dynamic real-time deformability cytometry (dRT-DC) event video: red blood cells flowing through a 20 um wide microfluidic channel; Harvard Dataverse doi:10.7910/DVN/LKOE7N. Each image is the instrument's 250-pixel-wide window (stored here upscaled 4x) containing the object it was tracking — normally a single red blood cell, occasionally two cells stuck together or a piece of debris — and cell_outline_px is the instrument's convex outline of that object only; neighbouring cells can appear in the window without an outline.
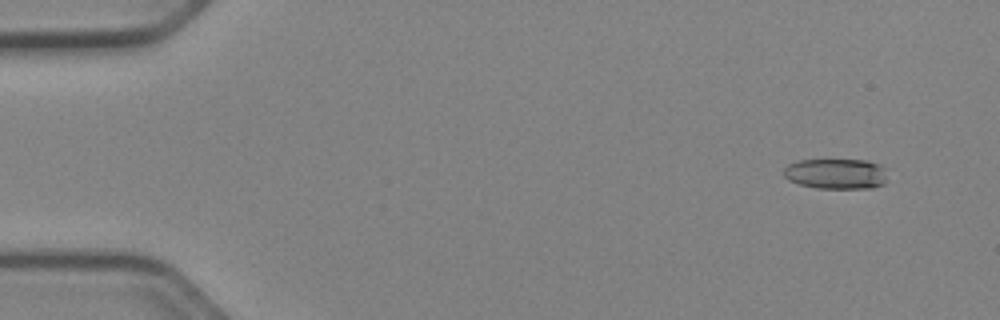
{"species": "Egyptian fruit bat (a non-hibernating species)", "species_latin": "Rousettus aegyptiacus", "temperature_condition": "cold", "stored_images_in_passage": 49, "camera_frame_rate_fps": 3000, "um_per_image_px": 0.085, "animal": {"sex": "female"}, "frame": {"image": 1, "passage_image": 1, "time_ms": 0.0, "image_size_px": [1000, 320], "cell_outline_px": [[888, 180], [884, 184], [872, 188], [816, 188], [800, 184], [788, 180], [784, 176], [784, 168], [788, 164], [796, 160], [868, 160], [880, 164], [884, 168]], "centroid_in_image_um": [71.09, 14.77], "position_along_channel_um": 13.9, "area_um2": 18.61}}
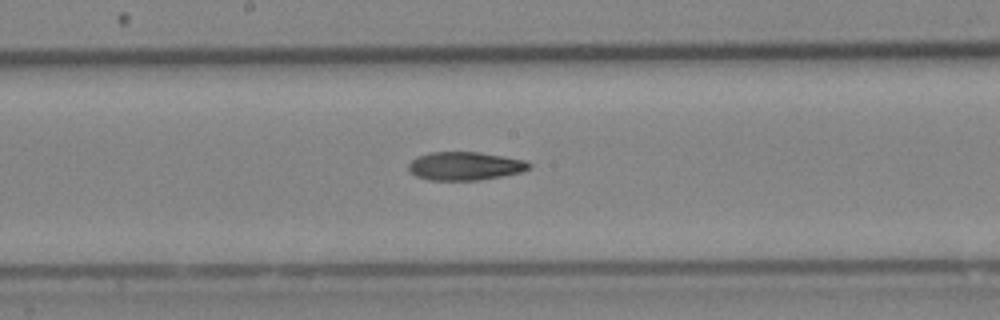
{"frame": {"image": 2, "passage_image": 25, "time_ms": 8.0, "image_size_px": [1000, 320], "cell_outline_px": [[532, 168], [520, 172], [480, 180], [428, 180], [416, 176], [408, 172], [408, 164], [416, 156], [432, 152], [480, 152], [504, 156], [524, 160], [532, 164]], "centroid_in_image_um": [39.5, 14.11], "position_along_channel_um": 208.7, "area_um2": 20.06}}
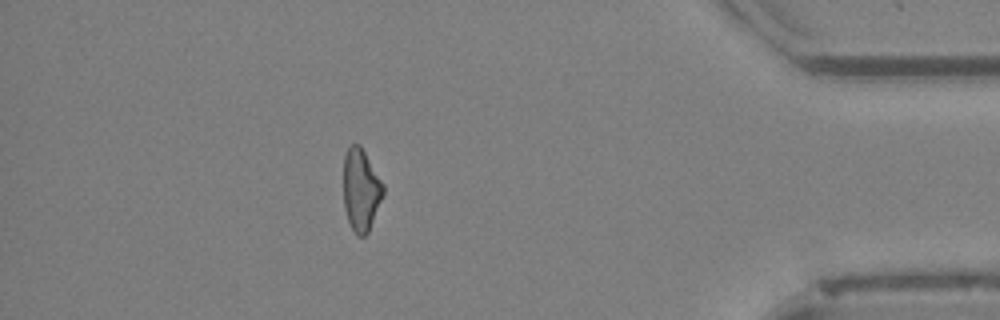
{"frame": {"image": 3, "passage_image": 43, "time_ms": 14.0, "image_size_px": [1000, 320], "cell_outline_px": [[384, 192], [368, 232], [364, 236], [360, 236], [352, 228], [348, 220], [344, 208], [344, 156], [348, 148], [352, 144], [360, 144], [384, 184]], "centroid_in_image_um": [30.68, 16.11], "position_along_channel_um": 404.5, "area_um2": 18.79}, "authors_computed_cell_mechanics": {"area_um2": 19.7676, "velocity_mm_per_s": 3.9797, "shape_relaxation_time_tau1_ms": null, "shape_relaxation_time_tau2_ms": 6.386, "deformation_change_tau1": null, "deformation_change_tau2": 0.1727}}